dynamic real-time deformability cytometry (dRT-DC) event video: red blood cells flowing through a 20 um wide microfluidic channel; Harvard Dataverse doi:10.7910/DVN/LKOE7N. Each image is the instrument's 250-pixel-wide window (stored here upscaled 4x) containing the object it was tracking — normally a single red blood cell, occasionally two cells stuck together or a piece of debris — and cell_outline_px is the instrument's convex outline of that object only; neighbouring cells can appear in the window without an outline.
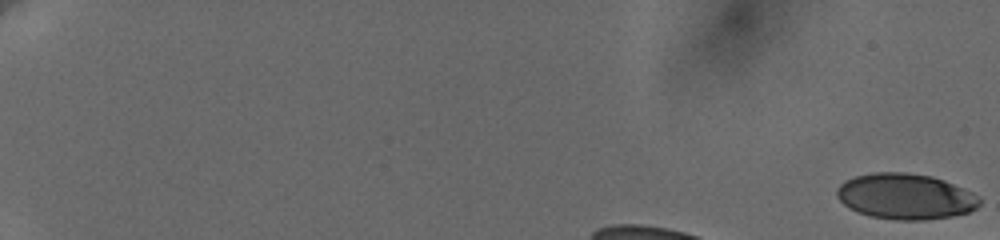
{"species": "human", "species_latin": "Homo sapiens", "temperature_condition": "cold", "stored_images_in_passage": 43, "camera_frame_rate_fps": 3000, "um_per_image_px": 0.085, "donor": {"sex": "female"}, "frame": {"image": 1, "passage_image": 1, "time_ms": 0.0, "image_size_px": [1000, 240], "cell_outline_px": [[980, 204], [976, 208], [968, 212], [952, 216], [924, 220], [900, 220], [872, 216], [856, 212], [848, 208], [836, 196], [836, 192], [840, 184], [856, 176], [876, 172], [908, 172], [932, 176], [944, 180], [964, 188], [980, 196]], "centroid_in_image_um": [76.98, 16.69], "position_along_channel_um": 8.0, "area_um2": 38.03}}
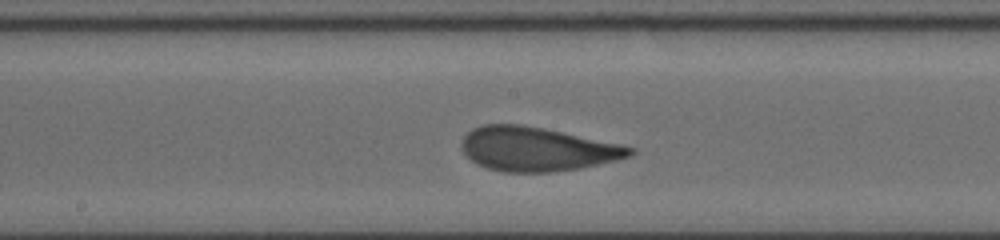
{"frame": {"image": 2, "passage_image": 26, "time_ms": 8.333, "image_size_px": [1000, 240], "cell_outline_px": [[636, 152], [632, 156], [616, 160], [580, 168], [548, 172], [504, 172], [488, 168], [476, 164], [464, 152], [460, 144], [464, 136], [472, 128], [484, 124], [520, 124], [544, 128], [620, 144], [636, 148]], "centroid_in_image_um": [45.64, 12.66], "position_along_channel_um": 202.6, "area_um2": 43.12}}
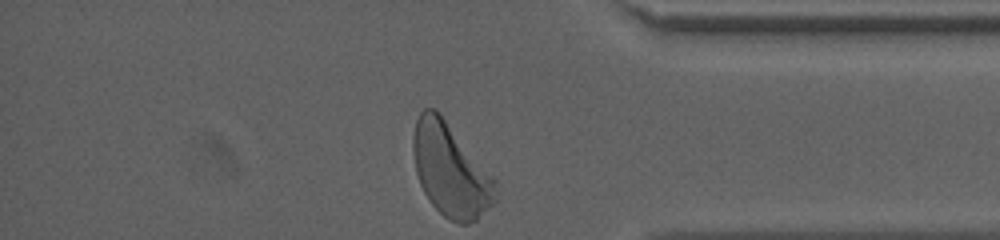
{"frame": {"image": 3, "passage_image": 43, "time_ms": 14.0, "image_size_px": [1000, 240], "cell_outline_px": [[496, 200], [476, 220], [468, 224], [460, 224], [448, 220], [432, 204], [424, 192], [420, 184], [416, 172], [412, 148], [412, 136], [416, 120], [420, 112], [424, 108], [436, 108], [440, 112], [496, 180]], "centroid_in_image_um": [38.28, 14.45], "position_along_channel_um": 396.9, "area_um2": 44.68}, "authors_computed_cell_mechanics": {"area_um2": 42.3674, "velocity_mm_per_s": 3.6093, "shape_relaxation_time_tau1_ms": 3.3411, "shape_relaxation_time_tau2_ms": 0.8798, "deformation_change_tau1": 0.1631, "deformation_change_tau2": 0.0887}}